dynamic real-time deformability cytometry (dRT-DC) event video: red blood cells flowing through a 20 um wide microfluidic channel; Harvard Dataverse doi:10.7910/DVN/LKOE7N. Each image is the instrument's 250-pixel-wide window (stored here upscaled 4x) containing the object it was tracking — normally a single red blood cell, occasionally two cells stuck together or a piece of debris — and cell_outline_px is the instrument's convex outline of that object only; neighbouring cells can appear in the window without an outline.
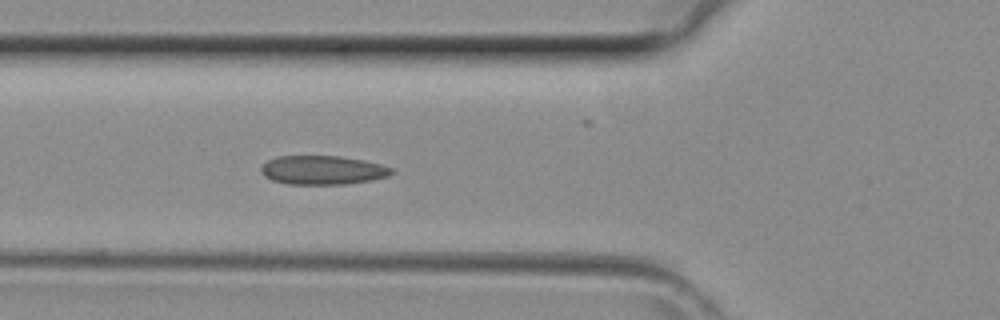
{"species": "common noctule bat (a hibernating species)", "species_latin": "Nyctalus noctula", "temperature_condition": "room temperature", "stored_images_in_passage": 29, "camera_frame_rate_fps": 3000, "um_per_image_px": 0.085, "animal": {"sex": "female", "body_mass_g": 29.2, "forearm_length_mm": 56.3}, "frame": {"image": 1, "passage_image": 2, "time_ms": 0.333, "image_size_px": [1000, 320], "cell_outline_px": [[396, 172], [388, 176], [372, 180], [348, 184], [288, 184], [272, 180], [264, 176], [260, 172], [260, 168], [268, 160], [276, 156], [340, 156], [364, 160], [380, 164], [392, 168]], "centroid_in_image_um": [27.43, 14.46], "position_along_channel_um": 98.4, "area_um2": 22.14}}
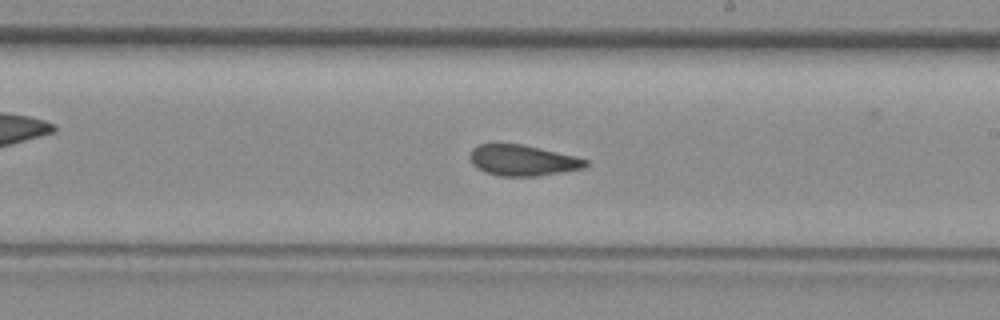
{"frame": {"image": 2, "passage_image": 11, "time_ms": 3.333, "image_size_px": [1000, 320], "cell_outline_px": [[592, 164], [584, 168], [536, 176], [500, 176], [484, 172], [476, 168], [472, 164], [472, 148], [476, 144], [520, 144], [576, 156], [588, 160]], "centroid_in_image_um": [44.45, 13.64], "position_along_channel_um": 244.5, "area_um2": 20.69}}
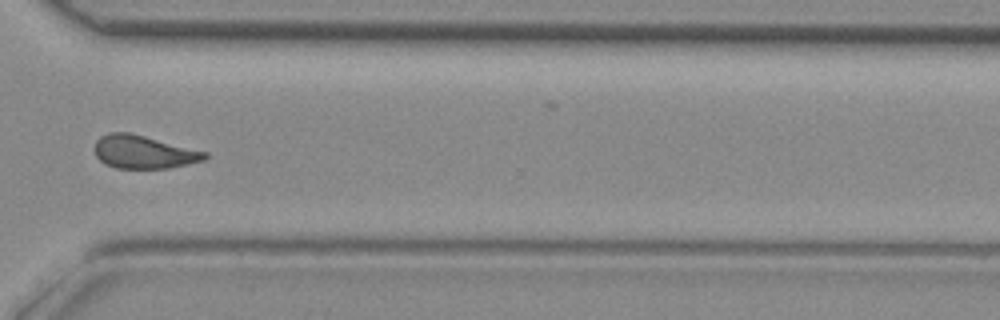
{"frame": {"image": 3, "passage_image": 18, "time_ms": 5.667, "image_size_px": [1000, 320], "cell_outline_px": [[208, 156], [204, 160], [188, 164], [168, 168], [116, 168], [104, 164], [96, 156], [96, 140], [100, 136], [108, 132], [128, 132], [208, 152]], "centroid_in_image_um": [12.21, 12.92], "position_along_channel_um": 358.4, "area_um2": 21.15}}